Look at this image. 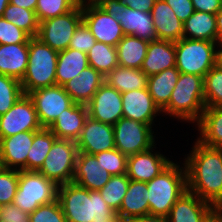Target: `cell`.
<instances>
[{
    "label": "cell",
    "instance_id": "cell-1",
    "mask_svg": "<svg viewBox=\"0 0 222 222\" xmlns=\"http://www.w3.org/2000/svg\"><path fill=\"white\" fill-rule=\"evenodd\" d=\"M185 157L187 190L214 205L222 196V149L196 140Z\"/></svg>",
    "mask_w": 222,
    "mask_h": 222
},
{
    "label": "cell",
    "instance_id": "cell-2",
    "mask_svg": "<svg viewBox=\"0 0 222 222\" xmlns=\"http://www.w3.org/2000/svg\"><path fill=\"white\" fill-rule=\"evenodd\" d=\"M57 199L67 222H117V213L107 205L99 191L73 182L59 185Z\"/></svg>",
    "mask_w": 222,
    "mask_h": 222
},
{
    "label": "cell",
    "instance_id": "cell-3",
    "mask_svg": "<svg viewBox=\"0 0 222 222\" xmlns=\"http://www.w3.org/2000/svg\"><path fill=\"white\" fill-rule=\"evenodd\" d=\"M204 109V77L180 73L169 103L162 113L178 120L198 123Z\"/></svg>",
    "mask_w": 222,
    "mask_h": 222
},
{
    "label": "cell",
    "instance_id": "cell-4",
    "mask_svg": "<svg viewBox=\"0 0 222 222\" xmlns=\"http://www.w3.org/2000/svg\"><path fill=\"white\" fill-rule=\"evenodd\" d=\"M149 214L167 217L176 201L187 191L185 166L172 162L147 182Z\"/></svg>",
    "mask_w": 222,
    "mask_h": 222
},
{
    "label": "cell",
    "instance_id": "cell-5",
    "mask_svg": "<svg viewBox=\"0 0 222 222\" xmlns=\"http://www.w3.org/2000/svg\"><path fill=\"white\" fill-rule=\"evenodd\" d=\"M58 51L36 37L29 39L28 65L21 82L25 95L30 92L56 85Z\"/></svg>",
    "mask_w": 222,
    "mask_h": 222
},
{
    "label": "cell",
    "instance_id": "cell-6",
    "mask_svg": "<svg viewBox=\"0 0 222 222\" xmlns=\"http://www.w3.org/2000/svg\"><path fill=\"white\" fill-rule=\"evenodd\" d=\"M58 185L38 171H19L18 189L13 204L27 214L40 205L57 200Z\"/></svg>",
    "mask_w": 222,
    "mask_h": 222
},
{
    "label": "cell",
    "instance_id": "cell-7",
    "mask_svg": "<svg viewBox=\"0 0 222 222\" xmlns=\"http://www.w3.org/2000/svg\"><path fill=\"white\" fill-rule=\"evenodd\" d=\"M218 43L182 38L175 42L176 68L180 73L205 75L216 65Z\"/></svg>",
    "mask_w": 222,
    "mask_h": 222
},
{
    "label": "cell",
    "instance_id": "cell-8",
    "mask_svg": "<svg viewBox=\"0 0 222 222\" xmlns=\"http://www.w3.org/2000/svg\"><path fill=\"white\" fill-rule=\"evenodd\" d=\"M97 4L120 23L125 35L148 42L157 39L150 12L131 9L121 0H102Z\"/></svg>",
    "mask_w": 222,
    "mask_h": 222
},
{
    "label": "cell",
    "instance_id": "cell-9",
    "mask_svg": "<svg viewBox=\"0 0 222 222\" xmlns=\"http://www.w3.org/2000/svg\"><path fill=\"white\" fill-rule=\"evenodd\" d=\"M77 155L78 147L75 141L56 139L38 172L58 186L71 183Z\"/></svg>",
    "mask_w": 222,
    "mask_h": 222
},
{
    "label": "cell",
    "instance_id": "cell-10",
    "mask_svg": "<svg viewBox=\"0 0 222 222\" xmlns=\"http://www.w3.org/2000/svg\"><path fill=\"white\" fill-rule=\"evenodd\" d=\"M82 22V2L72 11L40 22L36 38L56 51L66 50Z\"/></svg>",
    "mask_w": 222,
    "mask_h": 222
},
{
    "label": "cell",
    "instance_id": "cell-11",
    "mask_svg": "<svg viewBox=\"0 0 222 222\" xmlns=\"http://www.w3.org/2000/svg\"><path fill=\"white\" fill-rule=\"evenodd\" d=\"M113 129L115 148L127 157L156 145L154 131L148 124L122 117L113 125Z\"/></svg>",
    "mask_w": 222,
    "mask_h": 222
},
{
    "label": "cell",
    "instance_id": "cell-12",
    "mask_svg": "<svg viewBox=\"0 0 222 222\" xmlns=\"http://www.w3.org/2000/svg\"><path fill=\"white\" fill-rule=\"evenodd\" d=\"M28 96L34 103L40 125L45 128H48L58 115L75 103L60 85L36 89Z\"/></svg>",
    "mask_w": 222,
    "mask_h": 222
},
{
    "label": "cell",
    "instance_id": "cell-13",
    "mask_svg": "<svg viewBox=\"0 0 222 222\" xmlns=\"http://www.w3.org/2000/svg\"><path fill=\"white\" fill-rule=\"evenodd\" d=\"M41 128L34 103L25 94L5 114L0 115V139Z\"/></svg>",
    "mask_w": 222,
    "mask_h": 222
},
{
    "label": "cell",
    "instance_id": "cell-14",
    "mask_svg": "<svg viewBox=\"0 0 222 222\" xmlns=\"http://www.w3.org/2000/svg\"><path fill=\"white\" fill-rule=\"evenodd\" d=\"M82 21L90 29L96 42L116 47L125 36L120 23L98 4L82 1Z\"/></svg>",
    "mask_w": 222,
    "mask_h": 222
},
{
    "label": "cell",
    "instance_id": "cell-15",
    "mask_svg": "<svg viewBox=\"0 0 222 222\" xmlns=\"http://www.w3.org/2000/svg\"><path fill=\"white\" fill-rule=\"evenodd\" d=\"M86 106L88 116L102 123L114 125L123 117L121 93L105 82Z\"/></svg>",
    "mask_w": 222,
    "mask_h": 222
},
{
    "label": "cell",
    "instance_id": "cell-16",
    "mask_svg": "<svg viewBox=\"0 0 222 222\" xmlns=\"http://www.w3.org/2000/svg\"><path fill=\"white\" fill-rule=\"evenodd\" d=\"M78 152L95 155L115 148L113 125L87 117L79 139Z\"/></svg>",
    "mask_w": 222,
    "mask_h": 222
},
{
    "label": "cell",
    "instance_id": "cell-17",
    "mask_svg": "<svg viewBox=\"0 0 222 222\" xmlns=\"http://www.w3.org/2000/svg\"><path fill=\"white\" fill-rule=\"evenodd\" d=\"M154 148L155 145L146 151L128 156L127 176L130 180L149 182L173 162L160 152H154Z\"/></svg>",
    "mask_w": 222,
    "mask_h": 222
},
{
    "label": "cell",
    "instance_id": "cell-18",
    "mask_svg": "<svg viewBox=\"0 0 222 222\" xmlns=\"http://www.w3.org/2000/svg\"><path fill=\"white\" fill-rule=\"evenodd\" d=\"M35 131L20 132L0 139V161L3 168L27 171V154Z\"/></svg>",
    "mask_w": 222,
    "mask_h": 222
},
{
    "label": "cell",
    "instance_id": "cell-19",
    "mask_svg": "<svg viewBox=\"0 0 222 222\" xmlns=\"http://www.w3.org/2000/svg\"><path fill=\"white\" fill-rule=\"evenodd\" d=\"M121 96L125 118L153 126L154 118L162 113L147 88L127 91Z\"/></svg>",
    "mask_w": 222,
    "mask_h": 222
},
{
    "label": "cell",
    "instance_id": "cell-20",
    "mask_svg": "<svg viewBox=\"0 0 222 222\" xmlns=\"http://www.w3.org/2000/svg\"><path fill=\"white\" fill-rule=\"evenodd\" d=\"M111 176L100 165L95 155L78 152L73 183L88 190L99 191L110 180Z\"/></svg>",
    "mask_w": 222,
    "mask_h": 222
},
{
    "label": "cell",
    "instance_id": "cell-21",
    "mask_svg": "<svg viewBox=\"0 0 222 222\" xmlns=\"http://www.w3.org/2000/svg\"><path fill=\"white\" fill-rule=\"evenodd\" d=\"M213 213V205L186 191L176 201L167 216L168 222H205Z\"/></svg>",
    "mask_w": 222,
    "mask_h": 222
},
{
    "label": "cell",
    "instance_id": "cell-22",
    "mask_svg": "<svg viewBox=\"0 0 222 222\" xmlns=\"http://www.w3.org/2000/svg\"><path fill=\"white\" fill-rule=\"evenodd\" d=\"M88 117L87 106L74 103L65 109L48 127L57 139L77 141Z\"/></svg>",
    "mask_w": 222,
    "mask_h": 222
},
{
    "label": "cell",
    "instance_id": "cell-23",
    "mask_svg": "<svg viewBox=\"0 0 222 222\" xmlns=\"http://www.w3.org/2000/svg\"><path fill=\"white\" fill-rule=\"evenodd\" d=\"M150 13L157 39L176 42L183 38V22L164 0H156Z\"/></svg>",
    "mask_w": 222,
    "mask_h": 222
},
{
    "label": "cell",
    "instance_id": "cell-24",
    "mask_svg": "<svg viewBox=\"0 0 222 222\" xmlns=\"http://www.w3.org/2000/svg\"><path fill=\"white\" fill-rule=\"evenodd\" d=\"M176 66L175 42L156 39L150 41L141 70L149 77Z\"/></svg>",
    "mask_w": 222,
    "mask_h": 222
},
{
    "label": "cell",
    "instance_id": "cell-25",
    "mask_svg": "<svg viewBox=\"0 0 222 222\" xmlns=\"http://www.w3.org/2000/svg\"><path fill=\"white\" fill-rule=\"evenodd\" d=\"M104 82V76L88 66L80 75L66 82L63 88L75 103L87 105Z\"/></svg>",
    "mask_w": 222,
    "mask_h": 222
},
{
    "label": "cell",
    "instance_id": "cell-26",
    "mask_svg": "<svg viewBox=\"0 0 222 222\" xmlns=\"http://www.w3.org/2000/svg\"><path fill=\"white\" fill-rule=\"evenodd\" d=\"M144 215H149L147 182L130 180L127 192L117 212L118 220L125 222L130 218Z\"/></svg>",
    "mask_w": 222,
    "mask_h": 222
},
{
    "label": "cell",
    "instance_id": "cell-27",
    "mask_svg": "<svg viewBox=\"0 0 222 222\" xmlns=\"http://www.w3.org/2000/svg\"><path fill=\"white\" fill-rule=\"evenodd\" d=\"M29 43L0 44V74L19 81L26 73Z\"/></svg>",
    "mask_w": 222,
    "mask_h": 222
},
{
    "label": "cell",
    "instance_id": "cell-28",
    "mask_svg": "<svg viewBox=\"0 0 222 222\" xmlns=\"http://www.w3.org/2000/svg\"><path fill=\"white\" fill-rule=\"evenodd\" d=\"M203 145L222 149V107H205L202 117L196 124Z\"/></svg>",
    "mask_w": 222,
    "mask_h": 222
},
{
    "label": "cell",
    "instance_id": "cell-29",
    "mask_svg": "<svg viewBox=\"0 0 222 222\" xmlns=\"http://www.w3.org/2000/svg\"><path fill=\"white\" fill-rule=\"evenodd\" d=\"M179 74V70L172 67L151 75L147 79V89L161 111L169 103L171 93L179 79Z\"/></svg>",
    "mask_w": 222,
    "mask_h": 222
},
{
    "label": "cell",
    "instance_id": "cell-30",
    "mask_svg": "<svg viewBox=\"0 0 222 222\" xmlns=\"http://www.w3.org/2000/svg\"><path fill=\"white\" fill-rule=\"evenodd\" d=\"M217 36L215 14L195 11L183 23V38L217 43Z\"/></svg>",
    "mask_w": 222,
    "mask_h": 222
},
{
    "label": "cell",
    "instance_id": "cell-31",
    "mask_svg": "<svg viewBox=\"0 0 222 222\" xmlns=\"http://www.w3.org/2000/svg\"><path fill=\"white\" fill-rule=\"evenodd\" d=\"M88 66L86 53L70 48L59 51L56 66V85L63 86L75 76L80 75L82 70Z\"/></svg>",
    "mask_w": 222,
    "mask_h": 222
},
{
    "label": "cell",
    "instance_id": "cell-32",
    "mask_svg": "<svg viewBox=\"0 0 222 222\" xmlns=\"http://www.w3.org/2000/svg\"><path fill=\"white\" fill-rule=\"evenodd\" d=\"M149 42L132 35H125L116 45L119 66L141 69Z\"/></svg>",
    "mask_w": 222,
    "mask_h": 222
},
{
    "label": "cell",
    "instance_id": "cell-33",
    "mask_svg": "<svg viewBox=\"0 0 222 222\" xmlns=\"http://www.w3.org/2000/svg\"><path fill=\"white\" fill-rule=\"evenodd\" d=\"M104 78L107 85L120 93L147 88L148 76L141 69L117 66Z\"/></svg>",
    "mask_w": 222,
    "mask_h": 222
},
{
    "label": "cell",
    "instance_id": "cell-34",
    "mask_svg": "<svg viewBox=\"0 0 222 222\" xmlns=\"http://www.w3.org/2000/svg\"><path fill=\"white\" fill-rule=\"evenodd\" d=\"M57 137L49 128L35 131L34 140L27 154V171H38Z\"/></svg>",
    "mask_w": 222,
    "mask_h": 222
},
{
    "label": "cell",
    "instance_id": "cell-35",
    "mask_svg": "<svg viewBox=\"0 0 222 222\" xmlns=\"http://www.w3.org/2000/svg\"><path fill=\"white\" fill-rule=\"evenodd\" d=\"M89 66L93 67L104 77L115 67L119 66L116 47L102 42H95L87 53Z\"/></svg>",
    "mask_w": 222,
    "mask_h": 222
},
{
    "label": "cell",
    "instance_id": "cell-36",
    "mask_svg": "<svg viewBox=\"0 0 222 222\" xmlns=\"http://www.w3.org/2000/svg\"><path fill=\"white\" fill-rule=\"evenodd\" d=\"M2 17L25 31L30 37L37 36L40 22L35 11L9 3Z\"/></svg>",
    "mask_w": 222,
    "mask_h": 222
},
{
    "label": "cell",
    "instance_id": "cell-37",
    "mask_svg": "<svg viewBox=\"0 0 222 222\" xmlns=\"http://www.w3.org/2000/svg\"><path fill=\"white\" fill-rule=\"evenodd\" d=\"M130 179L127 174L111 176L105 186L99 190L103 200L116 213L119 211L123 197L125 196Z\"/></svg>",
    "mask_w": 222,
    "mask_h": 222
},
{
    "label": "cell",
    "instance_id": "cell-38",
    "mask_svg": "<svg viewBox=\"0 0 222 222\" xmlns=\"http://www.w3.org/2000/svg\"><path fill=\"white\" fill-rule=\"evenodd\" d=\"M205 107H222V69L214 66L204 77Z\"/></svg>",
    "mask_w": 222,
    "mask_h": 222
},
{
    "label": "cell",
    "instance_id": "cell-39",
    "mask_svg": "<svg viewBox=\"0 0 222 222\" xmlns=\"http://www.w3.org/2000/svg\"><path fill=\"white\" fill-rule=\"evenodd\" d=\"M79 3V0H38L35 13L42 22L72 11Z\"/></svg>",
    "mask_w": 222,
    "mask_h": 222
},
{
    "label": "cell",
    "instance_id": "cell-40",
    "mask_svg": "<svg viewBox=\"0 0 222 222\" xmlns=\"http://www.w3.org/2000/svg\"><path fill=\"white\" fill-rule=\"evenodd\" d=\"M23 94L19 80L0 74V115L5 114Z\"/></svg>",
    "mask_w": 222,
    "mask_h": 222
},
{
    "label": "cell",
    "instance_id": "cell-41",
    "mask_svg": "<svg viewBox=\"0 0 222 222\" xmlns=\"http://www.w3.org/2000/svg\"><path fill=\"white\" fill-rule=\"evenodd\" d=\"M100 165L112 176L127 174V156L116 148L95 154Z\"/></svg>",
    "mask_w": 222,
    "mask_h": 222
},
{
    "label": "cell",
    "instance_id": "cell-42",
    "mask_svg": "<svg viewBox=\"0 0 222 222\" xmlns=\"http://www.w3.org/2000/svg\"><path fill=\"white\" fill-rule=\"evenodd\" d=\"M19 171L0 168V203L2 205L13 203L18 189Z\"/></svg>",
    "mask_w": 222,
    "mask_h": 222
},
{
    "label": "cell",
    "instance_id": "cell-43",
    "mask_svg": "<svg viewBox=\"0 0 222 222\" xmlns=\"http://www.w3.org/2000/svg\"><path fill=\"white\" fill-rule=\"evenodd\" d=\"M28 222H67V220L57 199L51 203L40 205L29 214Z\"/></svg>",
    "mask_w": 222,
    "mask_h": 222
},
{
    "label": "cell",
    "instance_id": "cell-44",
    "mask_svg": "<svg viewBox=\"0 0 222 222\" xmlns=\"http://www.w3.org/2000/svg\"><path fill=\"white\" fill-rule=\"evenodd\" d=\"M30 38L25 31L0 17V44L29 43Z\"/></svg>",
    "mask_w": 222,
    "mask_h": 222
},
{
    "label": "cell",
    "instance_id": "cell-45",
    "mask_svg": "<svg viewBox=\"0 0 222 222\" xmlns=\"http://www.w3.org/2000/svg\"><path fill=\"white\" fill-rule=\"evenodd\" d=\"M95 42L96 39L94 38L90 29L82 21L75 29L68 48L76 49L87 54L94 46Z\"/></svg>",
    "mask_w": 222,
    "mask_h": 222
},
{
    "label": "cell",
    "instance_id": "cell-46",
    "mask_svg": "<svg viewBox=\"0 0 222 222\" xmlns=\"http://www.w3.org/2000/svg\"><path fill=\"white\" fill-rule=\"evenodd\" d=\"M28 218L29 214L13 203L3 205L0 213V222H28Z\"/></svg>",
    "mask_w": 222,
    "mask_h": 222
},
{
    "label": "cell",
    "instance_id": "cell-47",
    "mask_svg": "<svg viewBox=\"0 0 222 222\" xmlns=\"http://www.w3.org/2000/svg\"><path fill=\"white\" fill-rule=\"evenodd\" d=\"M174 11V14L184 23L194 12L191 0H164Z\"/></svg>",
    "mask_w": 222,
    "mask_h": 222
},
{
    "label": "cell",
    "instance_id": "cell-48",
    "mask_svg": "<svg viewBox=\"0 0 222 222\" xmlns=\"http://www.w3.org/2000/svg\"><path fill=\"white\" fill-rule=\"evenodd\" d=\"M195 11L215 14L222 8V0H191Z\"/></svg>",
    "mask_w": 222,
    "mask_h": 222
},
{
    "label": "cell",
    "instance_id": "cell-49",
    "mask_svg": "<svg viewBox=\"0 0 222 222\" xmlns=\"http://www.w3.org/2000/svg\"><path fill=\"white\" fill-rule=\"evenodd\" d=\"M126 6L131 9L151 12L156 0H121Z\"/></svg>",
    "mask_w": 222,
    "mask_h": 222
},
{
    "label": "cell",
    "instance_id": "cell-50",
    "mask_svg": "<svg viewBox=\"0 0 222 222\" xmlns=\"http://www.w3.org/2000/svg\"><path fill=\"white\" fill-rule=\"evenodd\" d=\"M125 222H168L167 217L157 215H144L140 217H133Z\"/></svg>",
    "mask_w": 222,
    "mask_h": 222
},
{
    "label": "cell",
    "instance_id": "cell-51",
    "mask_svg": "<svg viewBox=\"0 0 222 222\" xmlns=\"http://www.w3.org/2000/svg\"><path fill=\"white\" fill-rule=\"evenodd\" d=\"M38 0H9V3L23 7L25 9L35 11Z\"/></svg>",
    "mask_w": 222,
    "mask_h": 222
},
{
    "label": "cell",
    "instance_id": "cell-52",
    "mask_svg": "<svg viewBox=\"0 0 222 222\" xmlns=\"http://www.w3.org/2000/svg\"><path fill=\"white\" fill-rule=\"evenodd\" d=\"M215 17L218 31L217 43L222 44V8L216 13Z\"/></svg>",
    "mask_w": 222,
    "mask_h": 222
},
{
    "label": "cell",
    "instance_id": "cell-53",
    "mask_svg": "<svg viewBox=\"0 0 222 222\" xmlns=\"http://www.w3.org/2000/svg\"><path fill=\"white\" fill-rule=\"evenodd\" d=\"M216 66L222 69V44H218L216 48Z\"/></svg>",
    "mask_w": 222,
    "mask_h": 222
},
{
    "label": "cell",
    "instance_id": "cell-54",
    "mask_svg": "<svg viewBox=\"0 0 222 222\" xmlns=\"http://www.w3.org/2000/svg\"><path fill=\"white\" fill-rule=\"evenodd\" d=\"M213 213L217 216L222 217V196L213 205Z\"/></svg>",
    "mask_w": 222,
    "mask_h": 222
},
{
    "label": "cell",
    "instance_id": "cell-55",
    "mask_svg": "<svg viewBox=\"0 0 222 222\" xmlns=\"http://www.w3.org/2000/svg\"><path fill=\"white\" fill-rule=\"evenodd\" d=\"M205 222H222V217L212 213Z\"/></svg>",
    "mask_w": 222,
    "mask_h": 222
},
{
    "label": "cell",
    "instance_id": "cell-56",
    "mask_svg": "<svg viewBox=\"0 0 222 222\" xmlns=\"http://www.w3.org/2000/svg\"><path fill=\"white\" fill-rule=\"evenodd\" d=\"M9 4V0H0V17L3 16L6 6Z\"/></svg>",
    "mask_w": 222,
    "mask_h": 222
},
{
    "label": "cell",
    "instance_id": "cell-57",
    "mask_svg": "<svg viewBox=\"0 0 222 222\" xmlns=\"http://www.w3.org/2000/svg\"><path fill=\"white\" fill-rule=\"evenodd\" d=\"M100 1H102V0H84V2H89V3H92V4H97Z\"/></svg>",
    "mask_w": 222,
    "mask_h": 222
},
{
    "label": "cell",
    "instance_id": "cell-58",
    "mask_svg": "<svg viewBox=\"0 0 222 222\" xmlns=\"http://www.w3.org/2000/svg\"><path fill=\"white\" fill-rule=\"evenodd\" d=\"M2 207H3V205L0 203V213H1Z\"/></svg>",
    "mask_w": 222,
    "mask_h": 222
}]
</instances>
